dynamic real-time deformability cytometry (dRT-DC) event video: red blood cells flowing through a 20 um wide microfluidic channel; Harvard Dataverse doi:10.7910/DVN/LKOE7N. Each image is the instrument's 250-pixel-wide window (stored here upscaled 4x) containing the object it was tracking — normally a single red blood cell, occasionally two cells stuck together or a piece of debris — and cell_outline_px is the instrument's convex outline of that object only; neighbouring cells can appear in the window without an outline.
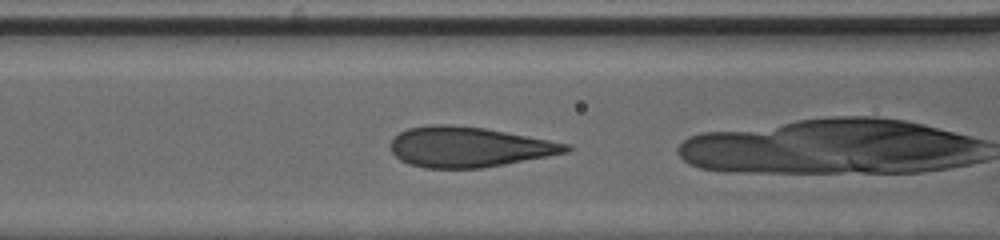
{"species": "human", "species_latin": "Homo sapiens", "temperature_condition": "cold", "stored_images_in_passage": 31, "camera_frame_rate_fps": 3000, "um_per_image_px": 0.085, "donor": {"sex": "male"}, "frame": {"image": 1, "passage_image": 12, "time_ms": 3.667, "image_size_px": [1000, 240], "cell_outline_px": [[572, 148], [568, 152], [548, 156], [504, 164], [480, 168], [424, 168], [408, 164], [400, 160], [392, 152], [392, 140], [400, 132], [408, 128], [428, 124], [448, 124], [484, 128], [548, 140], [568, 144]], "centroid_in_image_um": [39.82, 12.49], "position_along_channel_um": 126.8, "area_um2": 40.81}}
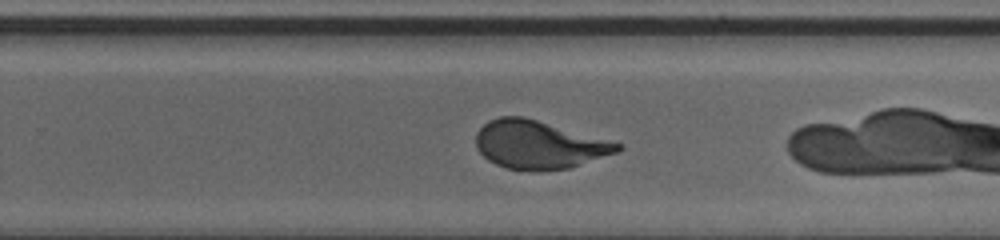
{"frame": {"image": 2, "passage_image": 24, "time_ms": 7.667, "image_size_px": [1000, 240], "cell_outline_px": [[624, 148], [616, 152], [568, 168], [536, 172], [508, 168], [496, 164], [488, 160], [476, 148], [476, 132], [488, 120], [500, 116], [524, 116], [620, 144]], "centroid_in_image_um": [45.73, 12.3], "position_along_channel_um": 284.1, "area_um2": 39.3}}
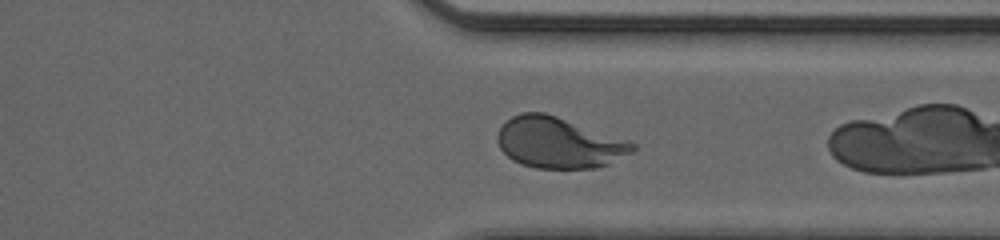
{"frame": {"image": 3, "passage_image": 30, "time_ms": 9.667, "image_size_px": [1000, 240], "cell_outline_px": [[636, 148], [632, 152], [608, 164], [596, 168], [536, 168], [520, 164], [512, 160], [500, 148], [496, 140], [496, 136], [500, 128], [512, 116], [520, 112], [544, 112], [632, 140], [636, 144]], "centroid_in_image_um": [47.52, 12.12], "position_along_channel_um": 363.9, "area_um2": 40.4}}